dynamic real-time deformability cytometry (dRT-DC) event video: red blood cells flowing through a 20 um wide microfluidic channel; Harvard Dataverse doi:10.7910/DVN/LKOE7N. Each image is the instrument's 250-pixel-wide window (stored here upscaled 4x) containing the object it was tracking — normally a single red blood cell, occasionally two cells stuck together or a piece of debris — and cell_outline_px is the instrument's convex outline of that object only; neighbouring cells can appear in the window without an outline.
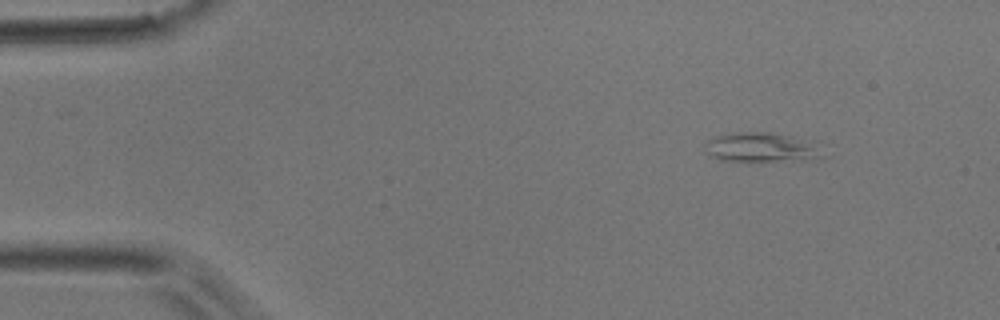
{"species": "common noctule bat (a hibernating species)", "species_latin": "Nyctalus noctula", "temperature_condition": "room temperature", "stored_images_in_passage": 43, "camera_frame_rate_fps": 3000, "um_per_image_px": 0.085, "animal": {"sex": "male", "body_mass_g": 17.9}, "frame": {"image": 1, "passage_image": 1, "time_ms": 0.0, "image_size_px": [1000, 320], "cell_outline_px": [[820, 156], [772, 160], [720, 160], [712, 156], [704, 148], [704, 144], [708, 140], [724, 132], [768, 132], [820, 140]], "centroid_in_image_um": [64.68, 12.45], "position_along_channel_um": 20.3, "area_um2": 19.94}}
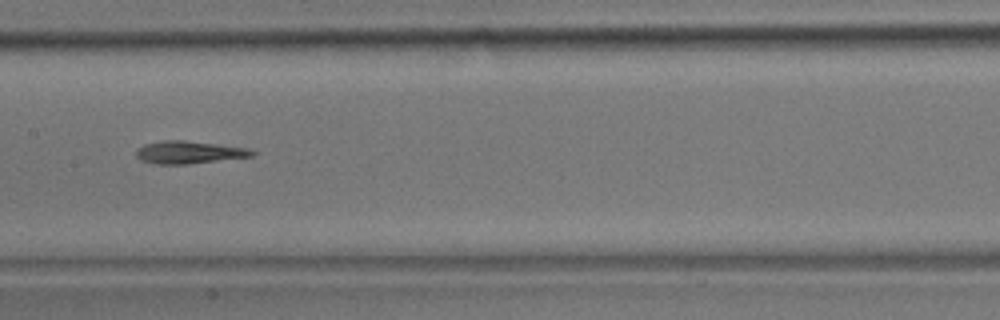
{"frame": {"image": 2, "passage_image": 20, "time_ms": 6.333, "image_size_px": [1000, 320], "cell_outline_px": [[260, 152], [252, 156], [188, 164], [156, 164], [140, 160], [136, 156], [136, 148], [144, 144], [164, 140], [184, 140], [248, 148]], "centroid_in_image_um": [16.06, 12.94], "position_along_channel_um": 191.3, "area_um2": 15.32}}
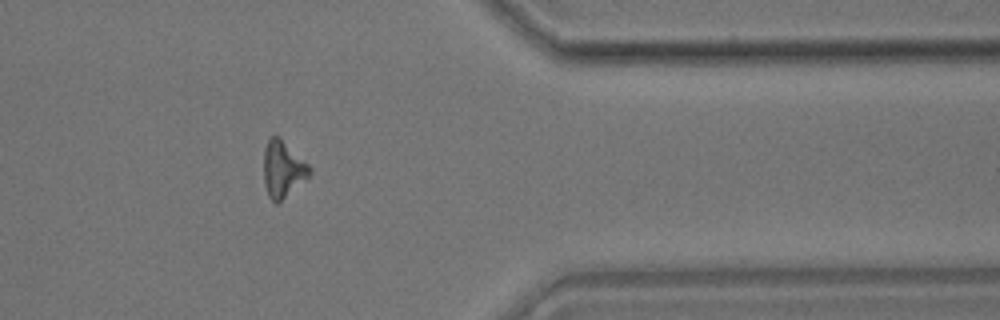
{"frame": {"image": 3, "passage_image": 36, "time_ms": 11.667, "image_size_px": [1000, 320], "cell_outline_px": [[312, 172], [308, 176], [276, 204], [268, 196], [264, 184], [264, 148], [268, 140], [272, 136], [280, 136], [312, 168]], "centroid_in_image_um": [24.03, 14.34], "position_along_channel_um": 387.4, "area_um2": 14.85}}